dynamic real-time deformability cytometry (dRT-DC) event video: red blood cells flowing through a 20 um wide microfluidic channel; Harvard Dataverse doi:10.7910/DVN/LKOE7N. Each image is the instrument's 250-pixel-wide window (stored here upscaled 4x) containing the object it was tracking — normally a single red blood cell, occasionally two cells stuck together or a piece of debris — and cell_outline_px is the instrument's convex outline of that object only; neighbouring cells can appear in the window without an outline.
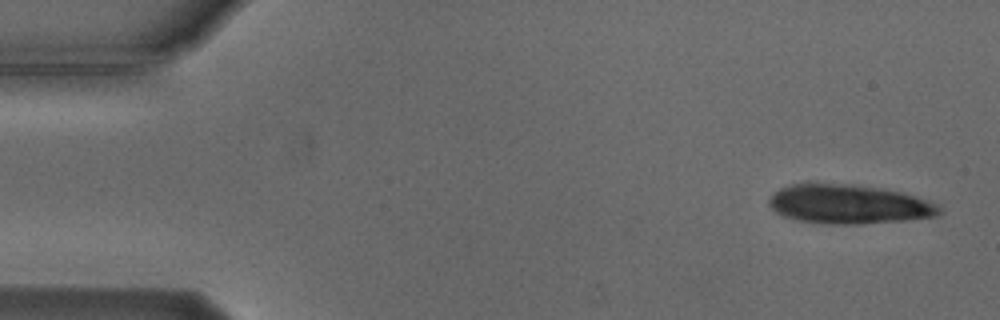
{"species": "Egyptian fruit bat (a non-hibernating species)", "species_latin": "Rousettus aegyptiacus", "temperature_condition": "cold", "stored_images_in_passage": 5, "camera_frame_rate_fps": 3000, "um_per_image_px": 0.085, "animal": {"sex": "male"}, "frame": {"image": 1, "passage_image": 1, "time_ms": 0.0, "image_size_px": [1000, 320], "cell_outline_px": [[944, 212], [936, 216], [904, 220], [860, 224], [832, 224], [796, 220], [784, 216], [776, 212], [768, 204], [768, 200], [772, 192], [780, 188], [792, 184], [852, 184], [884, 188], [900, 192], [928, 200], [936, 204]], "centroid_in_image_um": [72.14, 17.36], "position_along_channel_um": 12.9, "area_um2": 38.84}}
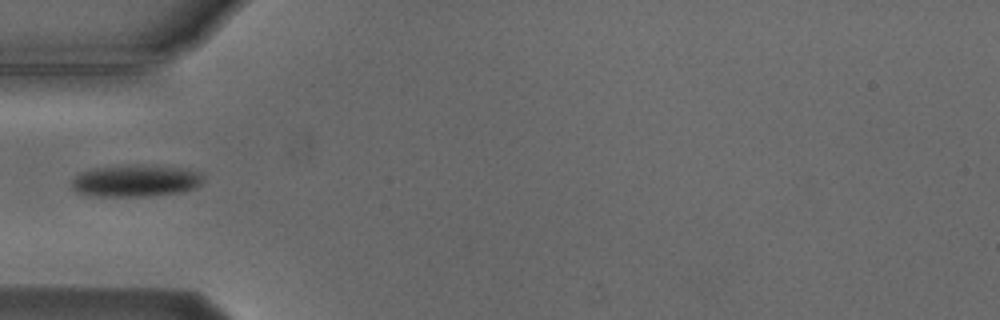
{"frame": {"image": 2, "passage_image": 5, "time_ms": 5.0, "image_size_px": [1000, 320], "cell_outline_px": [[204, 180], [196, 188], [180, 192], [148, 196], [96, 196], [76, 192], [72, 188], [72, 180], [80, 172], [92, 168], [136, 164], [180, 168], [200, 172], [204, 176]], "centroid_in_image_um": [11.53, 15.36], "position_along_channel_um": 73.5, "area_um2": 24.57}}